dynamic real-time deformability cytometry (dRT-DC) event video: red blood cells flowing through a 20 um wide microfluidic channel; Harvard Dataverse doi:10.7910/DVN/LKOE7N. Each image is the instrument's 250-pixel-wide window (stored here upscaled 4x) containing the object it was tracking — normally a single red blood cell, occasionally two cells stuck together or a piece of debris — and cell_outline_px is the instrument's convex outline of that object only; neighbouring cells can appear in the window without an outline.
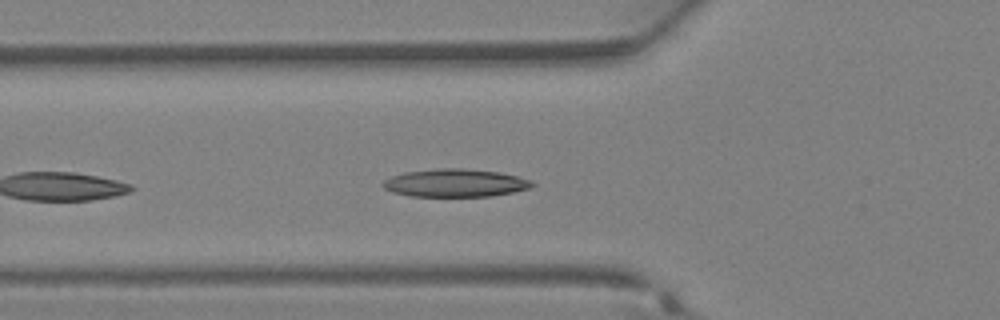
{"species": "Egyptian fruit bat (a non-hibernating species)", "species_latin": "Rousettus aegyptiacus", "temperature_condition": "warm", "stored_images_in_passage": 27, "camera_frame_rate_fps": 3000, "um_per_image_px": 0.085, "animal": {"sex": "female"}, "frame": {"image": 1, "passage_image": 3, "time_ms": 0.667, "image_size_px": [1000, 320], "cell_outline_px": [[536, 184], [528, 188], [512, 192], [492, 196], [412, 196], [392, 192], [384, 188], [380, 184], [384, 180], [392, 176], [404, 172], [440, 168], [460, 168], [496, 172], [516, 176], [532, 180]], "centroid_in_image_um": [38.66, 15.55], "position_along_channel_um": 87.1, "area_um2": 24.1}}
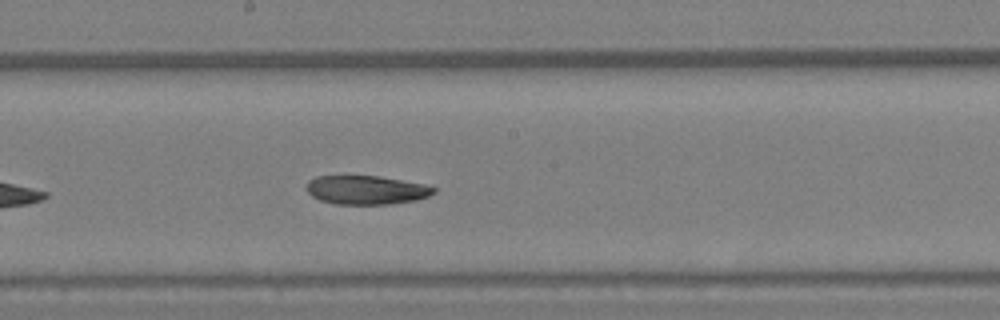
{"frame": {"image": 2, "passage_image": 10, "time_ms": 3.0, "image_size_px": [1000, 320], "cell_outline_px": [[436, 192], [428, 196], [416, 200], [388, 204], [336, 204], [320, 200], [312, 196], [308, 192], [308, 180], [316, 176], [380, 176], [424, 184], [436, 188]], "centroid_in_image_um": [31.15, 16.14], "position_along_channel_um": 217.1, "area_um2": 21.27}}
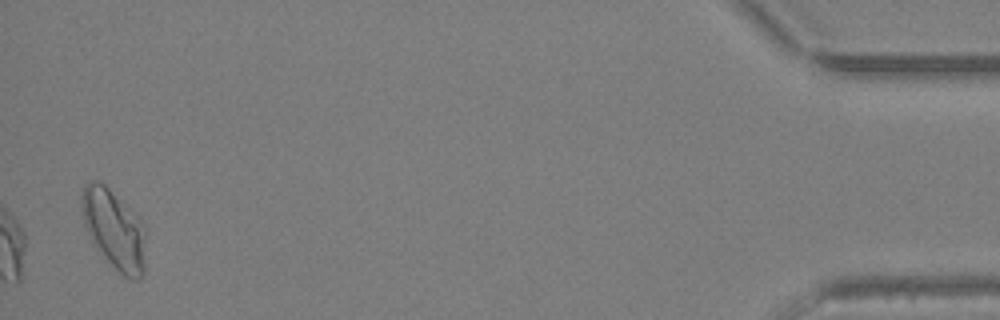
{"frame": {"image": 3, "passage_image": 26, "time_ms": 8.333, "image_size_px": [1000, 320], "cell_outline_px": [[144, 272], [136, 280], [132, 280], [124, 276], [96, 248], [84, 224], [80, 204], [80, 196], [84, 184], [88, 180], [100, 180], [132, 208], [144, 228]], "centroid_in_image_um": [9.66, 19.41], "position_along_channel_um": 425.5, "area_um2": 29.65}}